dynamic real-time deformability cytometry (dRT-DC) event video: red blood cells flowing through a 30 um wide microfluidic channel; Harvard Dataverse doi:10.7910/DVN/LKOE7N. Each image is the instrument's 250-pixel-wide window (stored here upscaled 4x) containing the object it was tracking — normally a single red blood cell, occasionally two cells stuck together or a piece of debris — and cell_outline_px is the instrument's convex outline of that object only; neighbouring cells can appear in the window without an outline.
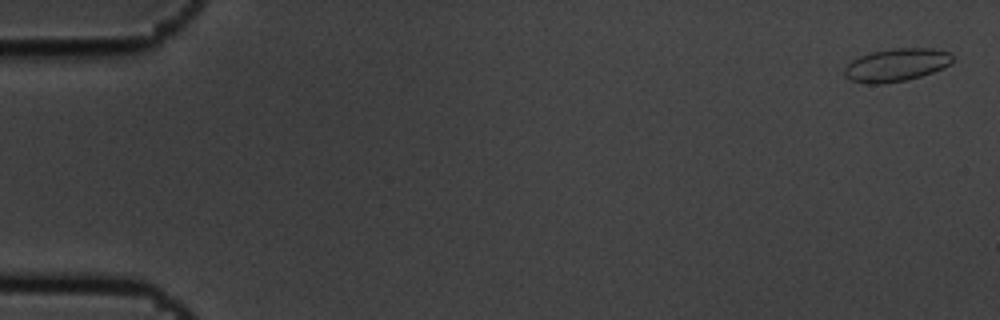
{"species": "common noctule bat (a hibernating species)", "species_latin": "Nyctalus noctula", "temperature_condition": "cold", "stored_images_in_passage": 7, "camera_frame_rate_fps": 3000, "um_per_image_px": 0.085, "animal": {"sex": "male", "body_mass_g": 19.5, "forearm_length_mm": 54.6}, "frame": {"image": 1, "passage_image": 1, "time_ms": 0.0, "image_size_px": [1000, 320], "cell_outline_px": [[952, 64], [932, 72], [920, 76], [904, 80], [884, 84], [868, 84], [852, 80], [844, 76], [844, 68], [852, 60], [860, 56], [872, 52], [892, 48], [932, 48], [948, 52], [952, 56]], "centroid_in_image_um": [76.18, 5.52], "position_along_channel_um": 8.8, "area_um2": 20.63}}
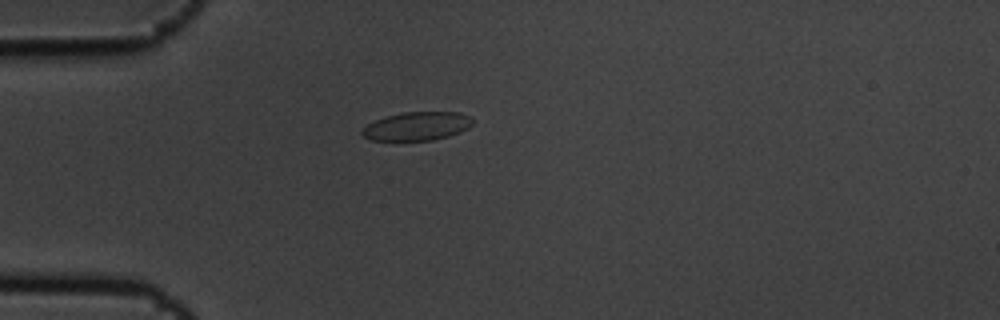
{"frame": {"image": 2, "passage_image": 5, "time_ms": 1.333, "image_size_px": [1000, 320], "cell_outline_px": [[472, 124], [468, 128], [460, 132], [448, 136], [432, 140], [372, 140], [364, 136], [360, 132], [368, 124], [376, 120], [388, 116], [404, 112], [460, 112], [468, 116], [472, 120]], "centroid_in_image_um": [35.46, 10.72], "position_along_channel_um": 49.5, "area_um2": 18.09}}
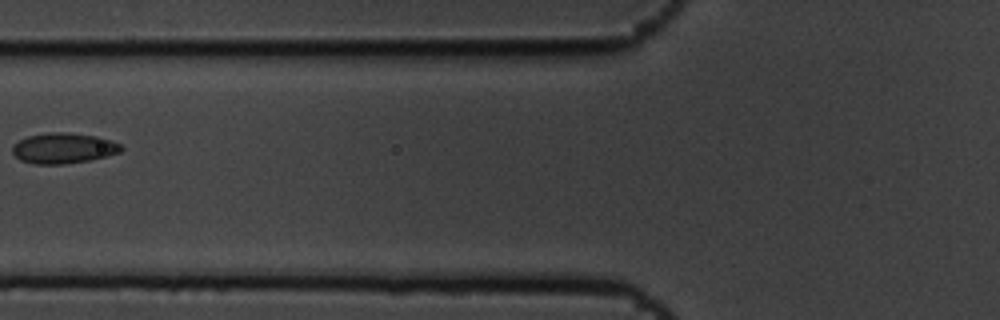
{"frame": {"image": 3, "passage_image": 7, "time_ms": 2.0, "image_size_px": [1000, 320], "cell_outline_px": [[124, 148], [120, 152], [92, 160], [64, 164], [32, 164], [20, 160], [12, 152], [12, 144], [28, 136], [48, 132], [68, 132], [96, 136], [112, 140], [120, 144]], "centroid_in_image_um": [5.39, 12.6], "position_along_channel_um": 120.4, "area_um2": 19.54}}